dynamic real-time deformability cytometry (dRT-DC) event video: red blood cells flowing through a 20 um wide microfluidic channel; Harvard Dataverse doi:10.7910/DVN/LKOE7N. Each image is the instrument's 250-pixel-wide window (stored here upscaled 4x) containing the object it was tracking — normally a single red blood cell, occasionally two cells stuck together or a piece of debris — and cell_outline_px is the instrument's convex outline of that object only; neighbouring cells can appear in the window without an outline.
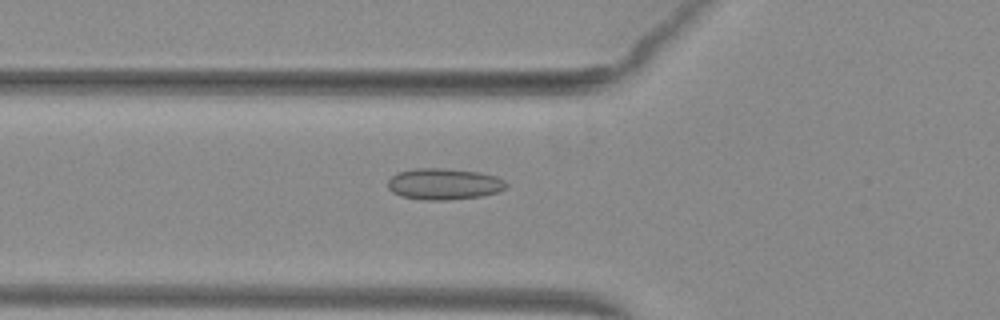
{"species": "common noctule bat (a hibernating species)", "species_latin": "Nyctalus noctula", "temperature_condition": "warm", "stored_images_in_passage": 47, "camera_frame_rate_fps": 3000, "um_per_image_px": 0.085, "animal": {"sex": "female", "body_mass_g": 29.2, "forearm_length_mm": 56.3}, "frame": {"image": 1, "passage_image": 14, "time_ms": 4.333, "image_size_px": [1000, 320], "cell_outline_px": [[508, 188], [496, 192], [480, 196], [452, 200], [424, 200], [400, 196], [392, 192], [388, 188], [388, 180], [396, 172], [416, 168], [444, 168], [480, 172], [496, 176], [504, 180], [508, 184]], "centroid_in_image_um": [37.73, 15.64], "position_along_channel_um": 88.1, "area_um2": 21.85}}
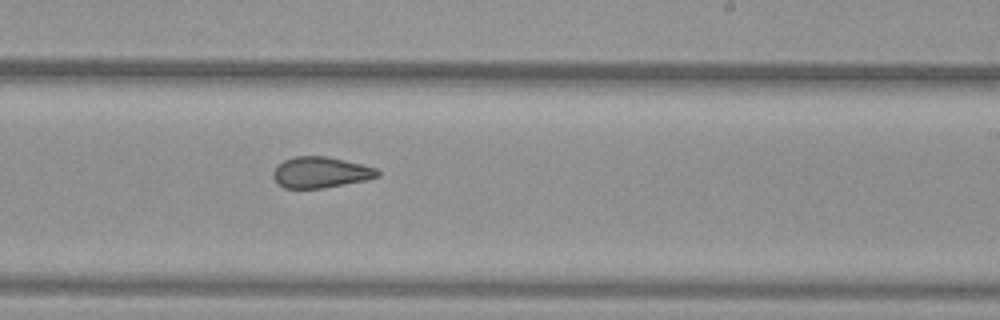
{"frame": {"image": 2, "passage_image": 27, "time_ms": 8.667, "image_size_px": [1000, 320], "cell_outline_px": [[380, 176], [368, 180], [324, 188], [284, 188], [276, 184], [272, 176], [272, 172], [276, 164], [284, 160], [296, 156], [328, 156], [376, 168], [380, 172]], "centroid_in_image_um": [27.22, 14.66], "position_along_channel_um": 261.8, "area_um2": 19.13}}
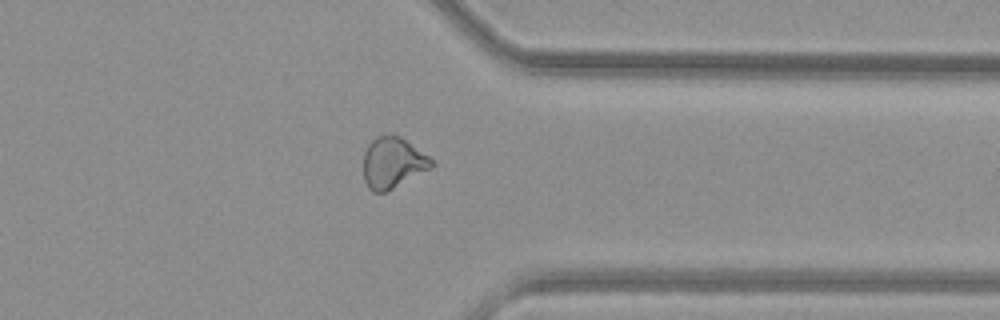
{"frame": {"image": 3, "passage_image": 36, "time_ms": 11.667, "image_size_px": [1000, 320], "cell_outline_px": [[436, 164], [432, 168], [384, 192], [372, 192], [368, 188], [364, 180], [364, 152], [368, 144], [376, 136], [400, 136], [436, 160]], "centroid_in_image_um": [33.42, 13.83], "position_along_channel_um": 378.0, "area_um2": 20.23}, "authors_computed_cell_mechanics": {"area_um2": 20.5768, "velocity_mm_per_s": 3.9969, "shape_relaxation_time_tau1_ms": null, "shape_relaxation_time_tau2_ms": 1.6431, "deformation_change_tau1": null, "deformation_change_tau2": 0.085}}